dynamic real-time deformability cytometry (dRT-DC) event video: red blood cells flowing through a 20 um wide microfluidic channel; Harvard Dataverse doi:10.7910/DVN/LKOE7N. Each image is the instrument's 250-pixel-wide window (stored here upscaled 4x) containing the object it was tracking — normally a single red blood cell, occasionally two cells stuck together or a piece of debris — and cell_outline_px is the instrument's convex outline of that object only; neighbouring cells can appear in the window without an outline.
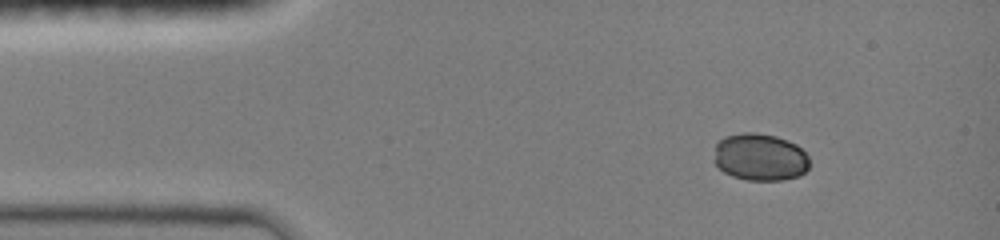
{"species": "common noctule bat (a hibernating species)", "species_latin": "Nyctalus noctula", "temperature_condition": "room temperature", "stored_images_in_passage": 40, "camera_frame_rate_fps": 3000, "um_per_image_px": 0.085, "animal": {"sex": "female", "body_mass_g": 19.0, "forearm_length_mm": 51.5}, "frame": {"image": 1, "passage_image": 1, "time_ms": 0.0, "image_size_px": [1000, 240], "cell_outline_px": [[808, 168], [800, 176], [784, 180], [748, 180], [732, 176], [724, 172], [712, 160], [716, 144], [724, 136], [744, 132], [756, 132], [776, 136], [788, 140], [796, 144], [808, 156]], "centroid_in_image_um": [64.58, 13.35], "position_along_channel_um": 20.4, "area_um2": 26.53}}
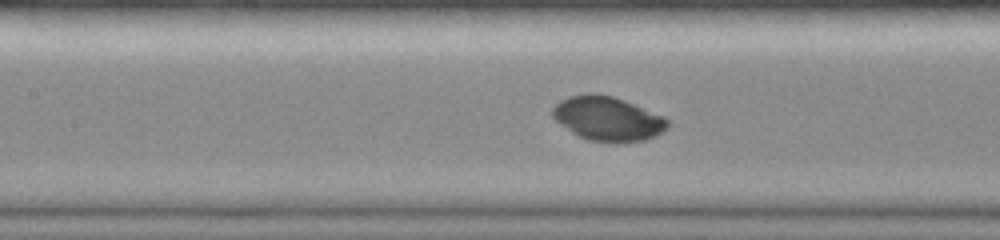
{"frame": {"image": 2, "passage_image": 16, "time_ms": 5.0, "image_size_px": [1000, 240], "cell_outline_px": [[668, 128], [656, 136], [644, 140], [616, 144], [588, 140], [572, 132], [560, 124], [552, 116], [552, 108], [560, 100], [568, 96], [584, 92], [596, 92], [612, 96], [624, 100], [664, 116], [668, 120]], "centroid_in_image_um": [51.65, 10.08], "position_along_channel_um": 155.8, "area_um2": 30.11}}
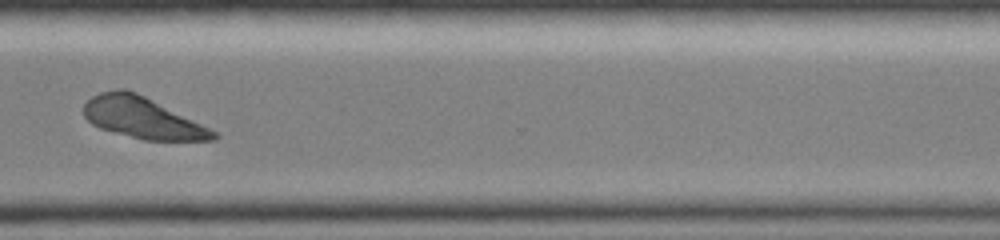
{"frame": {"image": 3, "passage_image": 31, "time_ms": 10.0, "image_size_px": [1000, 240], "cell_outline_px": [[220, 136], [216, 140], [144, 140], [100, 128], [92, 124], [84, 116], [84, 104], [92, 96], [100, 92], [116, 88], [124, 88], [136, 92], [216, 132]], "centroid_in_image_um": [12.06, 10.01], "position_along_channel_um": 358.5, "area_um2": 30.52}}